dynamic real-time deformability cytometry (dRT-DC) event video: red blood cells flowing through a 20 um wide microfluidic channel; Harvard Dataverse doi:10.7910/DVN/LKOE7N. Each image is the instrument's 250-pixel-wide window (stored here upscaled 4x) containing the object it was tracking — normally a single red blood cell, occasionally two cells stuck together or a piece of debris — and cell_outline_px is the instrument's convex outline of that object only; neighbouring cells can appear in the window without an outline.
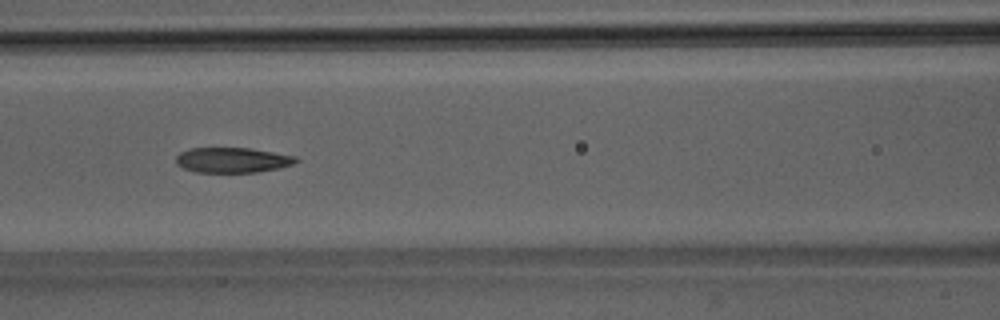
{"species": "Egyptian fruit bat (a non-hibernating species)", "species_latin": "Rousettus aegyptiacus", "temperature_condition": "room temperature", "stored_images_in_passage": 42, "camera_frame_rate_fps": 3000, "um_per_image_px": 0.085, "animal": {"sex": "male"}, "frame": {"image": 1, "passage_image": 14, "time_ms": 4.333, "image_size_px": [1000, 320], "cell_outline_px": [[300, 160], [292, 164], [280, 168], [256, 172], [196, 172], [184, 168], [176, 164], [176, 156], [180, 152], [188, 148], [252, 148], [296, 156]], "centroid_in_image_um": [19.76, 13.6], "position_along_channel_um": 146.8, "area_um2": 17.69}}
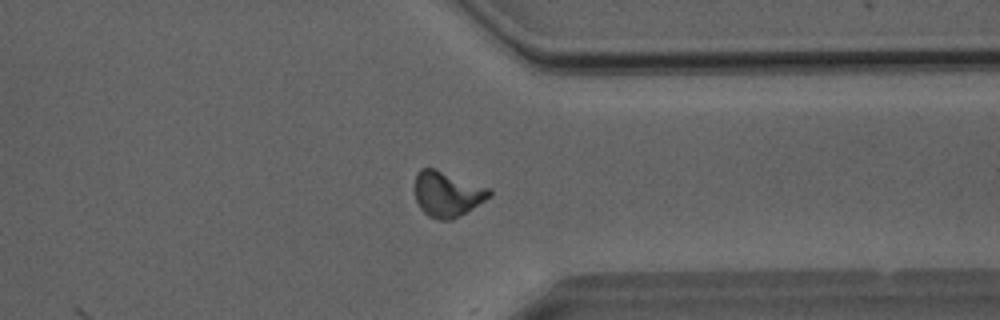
{"frame": {"image": 2, "passage_image": 31, "time_ms": 10.0, "image_size_px": [1000, 320], "cell_outline_px": [[492, 196], [460, 216], [452, 220], [440, 220], [428, 216], [420, 208], [416, 200], [416, 172], [420, 168], [436, 168], [492, 188]], "centroid_in_image_um": [38.06, 16.48], "position_along_channel_um": 373.3, "area_um2": 20.0}}
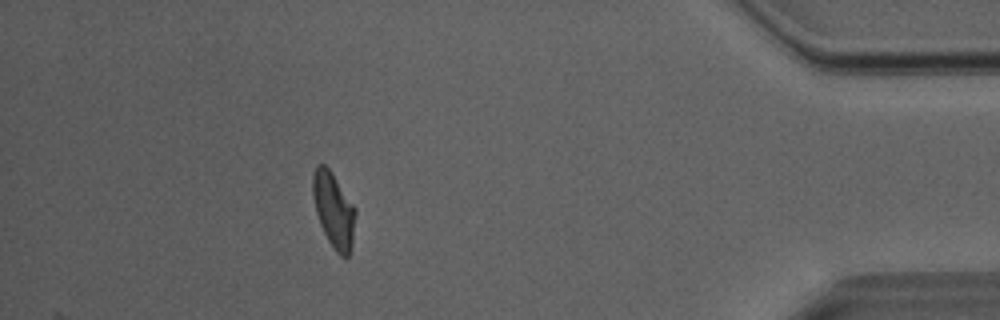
{"frame": {"image": 3, "passage_image": 37, "time_ms": 12.0, "image_size_px": [1000, 320], "cell_outline_px": [[356, 212], [352, 244], [348, 256], [340, 256], [336, 252], [328, 240], [320, 224], [316, 212], [312, 196], [312, 176], [316, 164], [324, 164], [328, 168], [356, 208]], "centroid_in_image_um": [28.35, 17.84], "position_along_channel_um": 406.9, "area_um2": 18.55}, "authors_computed_cell_mechanics": {"area_um2": 18.5538, "velocity_mm_per_s": 4.0438, "shape_relaxation_time_tau1_ms": 6.4379, "shape_relaxation_time_tau2_ms": 2.4642, "deformation_change_tau1": 0.1913, "deformation_change_tau2": 0.1017}}